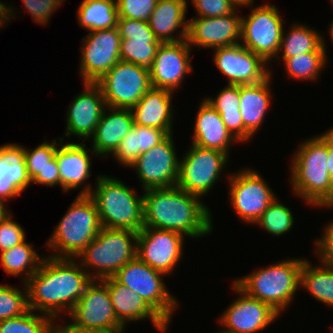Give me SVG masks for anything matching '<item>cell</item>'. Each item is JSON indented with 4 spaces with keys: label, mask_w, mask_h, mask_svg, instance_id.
<instances>
[{
    "label": "cell",
    "mask_w": 333,
    "mask_h": 333,
    "mask_svg": "<svg viewBox=\"0 0 333 333\" xmlns=\"http://www.w3.org/2000/svg\"><path fill=\"white\" fill-rule=\"evenodd\" d=\"M276 198L255 222L273 237L290 232L294 225V216L290 208Z\"/></svg>",
    "instance_id": "obj_38"
},
{
    "label": "cell",
    "mask_w": 333,
    "mask_h": 333,
    "mask_svg": "<svg viewBox=\"0 0 333 333\" xmlns=\"http://www.w3.org/2000/svg\"><path fill=\"white\" fill-rule=\"evenodd\" d=\"M237 8L249 7L255 0H230Z\"/></svg>",
    "instance_id": "obj_52"
},
{
    "label": "cell",
    "mask_w": 333,
    "mask_h": 333,
    "mask_svg": "<svg viewBox=\"0 0 333 333\" xmlns=\"http://www.w3.org/2000/svg\"><path fill=\"white\" fill-rule=\"evenodd\" d=\"M31 184H41L47 187L60 186V173L56 156L49 162V165L45 169L39 172L31 181Z\"/></svg>",
    "instance_id": "obj_47"
},
{
    "label": "cell",
    "mask_w": 333,
    "mask_h": 333,
    "mask_svg": "<svg viewBox=\"0 0 333 333\" xmlns=\"http://www.w3.org/2000/svg\"><path fill=\"white\" fill-rule=\"evenodd\" d=\"M133 125L134 117L131 109L106 107L94 135L90 138L95 157L100 156L103 159L113 154Z\"/></svg>",
    "instance_id": "obj_25"
},
{
    "label": "cell",
    "mask_w": 333,
    "mask_h": 333,
    "mask_svg": "<svg viewBox=\"0 0 333 333\" xmlns=\"http://www.w3.org/2000/svg\"><path fill=\"white\" fill-rule=\"evenodd\" d=\"M31 185L26 169V161L17 150L16 144L0 146V200L16 198Z\"/></svg>",
    "instance_id": "obj_29"
},
{
    "label": "cell",
    "mask_w": 333,
    "mask_h": 333,
    "mask_svg": "<svg viewBox=\"0 0 333 333\" xmlns=\"http://www.w3.org/2000/svg\"><path fill=\"white\" fill-rule=\"evenodd\" d=\"M56 321L57 319H53L52 321L51 333H110L100 330L81 329L73 325L71 322H67V324L62 322V325H57Z\"/></svg>",
    "instance_id": "obj_48"
},
{
    "label": "cell",
    "mask_w": 333,
    "mask_h": 333,
    "mask_svg": "<svg viewBox=\"0 0 333 333\" xmlns=\"http://www.w3.org/2000/svg\"><path fill=\"white\" fill-rule=\"evenodd\" d=\"M188 3L187 0L157 1L147 22L161 43L179 42L188 38L189 20L186 19ZM175 32H178V35H175Z\"/></svg>",
    "instance_id": "obj_26"
},
{
    "label": "cell",
    "mask_w": 333,
    "mask_h": 333,
    "mask_svg": "<svg viewBox=\"0 0 333 333\" xmlns=\"http://www.w3.org/2000/svg\"><path fill=\"white\" fill-rule=\"evenodd\" d=\"M58 139L59 143L56 139L51 143L45 140L32 150H29L18 143L16 144L17 150L25 158L27 173L31 181L39 174V172L45 169L49 165V162L55 157L60 142L65 140L63 137H58Z\"/></svg>",
    "instance_id": "obj_40"
},
{
    "label": "cell",
    "mask_w": 333,
    "mask_h": 333,
    "mask_svg": "<svg viewBox=\"0 0 333 333\" xmlns=\"http://www.w3.org/2000/svg\"><path fill=\"white\" fill-rule=\"evenodd\" d=\"M196 17H220L232 13L237 7L230 0H190Z\"/></svg>",
    "instance_id": "obj_44"
},
{
    "label": "cell",
    "mask_w": 333,
    "mask_h": 333,
    "mask_svg": "<svg viewBox=\"0 0 333 333\" xmlns=\"http://www.w3.org/2000/svg\"><path fill=\"white\" fill-rule=\"evenodd\" d=\"M117 28L121 37L120 59L149 69L161 42L148 22L118 18Z\"/></svg>",
    "instance_id": "obj_23"
},
{
    "label": "cell",
    "mask_w": 333,
    "mask_h": 333,
    "mask_svg": "<svg viewBox=\"0 0 333 333\" xmlns=\"http://www.w3.org/2000/svg\"><path fill=\"white\" fill-rule=\"evenodd\" d=\"M108 288L110 299L117 319L126 327L127 323L150 319L153 326L165 333L167 324L144 300L133 290L119 283L114 277L101 280Z\"/></svg>",
    "instance_id": "obj_24"
},
{
    "label": "cell",
    "mask_w": 333,
    "mask_h": 333,
    "mask_svg": "<svg viewBox=\"0 0 333 333\" xmlns=\"http://www.w3.org/2000/svg\"><path fill=\"white\" fill-rule=\"evenodd\" d=\"M316 243V244H315ZM317 258L329 262L333 266V221L326 225L324 233L315 241Z\"/></svg>",
    "instance_id": "obj_46"
},
{
    "label": "cell",
    "mask_w": 333,
    "mask_h": 333,
    "mask_svg": "<svg viewBox=\"0 0 333 333\" xmlns=\"http://www.w3.org/2000/svg\"><path fill=\"white\" fill-rule=\"evenodd\" d=\"M205 100L220 114L227 130L238 141L246 143L253 137L243 125L240 113V85L227 84L215 97Z\"/></svg>",
    "instance_id": "obj_31"
},
{
    "label": "cell",
    "mask_w": 333,
    "mask_h": 333,
    "mask_svg": "<svg viewBox=\"0 0 333 333\" xmlns=\"http://www.w3.org/2000/svg\"><path fill=\"white\" fill-rule=\"evenodd\" d=\"M291 28V29H290ZM289 31L283 30L277 58L288 59L293 56L314 52L323 44V34L299 22L290 26Z\"/></svg>",
    "instance_id": "obj_36"
},
{
    "label": "cell",
    "mask_w": 333,
    "mask_h": 333,
    "mask_svg": "<svg viewBox=\"0 0 333 333\" xmlns=\"http://www.w3.org/2000/svg\"><path fill=\"white\" fill-rule=\"evenodd\" d=\"M118 18L116 0H83L77 9L78 24L86 31L117 27Z\"/></svg>",
    "instance_id": "obj_34"
},
{
    "label": "cell",
    "mask_w": 333,
    "mask_h": 333,
    "mask_svg": "<svg viewBox=\"0 0 333 333\" xmlns=\"http://www.w3.org/2000/svg\"><path fill=\"white\" fill-rule=\"evenodd\" d=\"M0 285V321L18 317L26 313L28 308L27 288Z\"/></svg>",
    "instance_id": "obj_41"
},
{
    "label": "cell",
    "mask_w": 333,
    "mask_h": 333,
    "mask_svg": "<svg viewBox=\"0 0 333 333\" xmlns=\"http://www.w3.org/2000/svg\"><path fill=\"white\" fill-rule=\"evenodd\" d=\"M71 323L81 329L124 333L125 326L117 319L107 286L92 280L69 313Z\"/></svg>",
    "instance_id": "obj_13"
},
{
    "label": "cell",
    "mask_w": 333,
    "mask_h": 333,
    "mask_svg": "<svg viewBox=\"0 0 333 333\" xmlns=\"http://www.w3.org/2000/svg\"><path fill=\"white\" fill-rule=\"evenodd\" d=\"M81 43L79 76L83 83H96L121 60V37L117 27L89 31Z\"/></svg>",
    "instance_id": "obj_15"
},
{
    "label": "cell",
    "mask_w": 333,
    "mask_h": 333,
    "mask_svg": "<svg viewBox=\"0 0 333 333\" xmlns=\"http://www.w3.org/2000/svg\"><path fill=\"white\" fill-rule=\"evenodd\" d=\"M327 149H328V172L330 175L331 187L333 188V127L327 129Z\"/></svg>",
    "instance_id": "obj_50"
},
{
    "label": "cell",
    "mask_w": 333,
    "mask_h": 333,
    "mask_svg": "<svg viewBox=\"0 0 333 333\" xmlns=\"http://www.w3.org/2000/svg\"><path fill=\"white\" fill-rule=\"evenodd\" d=\"M102 228L95 202L89 195H77L56 225L45 247L53 251L48 256L76 258Z\"/></svg>",
    "instance_id": "obj_6"
},
{
    "label": "cell",
    "mask_w": 333,
    "mask_h": 333,
    "mask_svg": "<svg viewBox=\"0 0 333 333\" xmlns=\"http://www.w3.org/2000/svg\"><path fill=\"white\" fill-rule=\"evenodd\" d=\"M250 6L249 15L241 19L240 43L267 64L276 62L286 21L275 4H259L254 8L253 4Z\"/></svg>",
    "instance_id": "obj_9"
},
{
    "label": "cell",
    "mask_w": 333,
    "mask_h": 333,
    "mask_svg": "<svg viewBox=\"0 0 333 333\" xmlns=\"http://www.w3.org/2000/svg\"><path fill=\"white\" fill-rule=\"evenodd\" d=\"M331 207L333 208V199L324 208H330L331 209Z\"/></svg>",
    "instance_id": "obj_54"
},
{
    "label": "cell",
    "mask_w": 333,
    "mask_h": 333,
    "mask_svg": "<svg viewBox=\"0 0 333 333\" xmlns=\"http://www.w3.org/2000/svg\"><path fill=\"white\" fill-rule=\"evenodd\" d=\"M191 51L187 39L161 43L149 68L151 86L175 93L187 74L193 71Z\"/></svg>",
    "instance_id": "obj_18"
},
{
    "label": "cell",
    "mask_w": 333,
    "mask_h": 333,
    "mask_svg": "<svg viewBox=\"0 0 333 333\" xmlns=\"http://www.w3.org/2000/svg\"><path fill=\"white\" fill-rule=\"evenodd\" d=\"M11 211L8 210L4 201L0 200V223L11 215Z\"/></svg>",
    "instance_id": "obj_51"
},
{
    "label": "cell",
    "mask_w": 333,
    "mask_h": 333,
    "mask_svg": "<svg viewBox=\"0 0 333 333\" xmlns=\"http://www.w3.org/2000/svg\"><path fill=\"white\" fill-rule=\"evenodd\" d=\"M167 136L164 130L134 124L112 156L121 166L130 167L141 153L158 145Z\"/></svg>",
    "instance_id": "obj_32"
},
{
    "label": "cell",
    "mask_w": 333,
    "mask_h": 333,
    "mask_svg": "<svg viewBox=\"0 0 333 333\" xmlns=\"http://www.w3.org/2000/svg\"><path fill=\"white\" fill-rule=\"evenodd\" d=\"M197 111L191 144L219 150L230 156V147L238 141L227 130L220 114L204 98Z\"/></svg>",
    "instance_id": "obj_27"
},
{
    "label": "cell",
    "mask_w": 333,
    "mask_h": 333,
    "mask_svg": "<svg viewBox=\"0 0 333 333\" xmlns=\"http://www.w3.org/2000/svg\"><path fill=\"white\" fill-rule=\"evenodd\" d=\"M84 90L75 96L66 113L65 137H78L79 140H90L97 124L107 107L102 90L97 83L84 82ZM83 139V140H82Z\"/></svg>",
    "instance_id": "obj_21"
},
{
    "label": "cell",
    "mask_w": 333,
    "mask_h": 333,
    "mask_svg": "<svg viewBox=\"0 0 333 333\" xmlns=\"http://www.w3.org/2000/svg\"><path fill=\"white\" fill-rule=\"evenodd\" d=\"M11 6H13V5L9 4V6H8L7 3H3V1H0V28H2L3 25L4 26L6 24L8 25V22H10V20L12 18L15 19L16 14L18 12L15 11L16 10L15 7H11Z\"/></svg>",
    "instance_id": "obj_49"
},
{
    "label": "cell",
    "mask_w": 333,
    "mask_h": 333,
    "mask_svg": "<svg viewBox=\"0 0 333 333\" xmlns=\"http://www.w3.org/2000/svg\"><path fill=\"white\" fill-rule=\"evenodd\" d=\"M107 107L132 109L152 87L149 69L120 60L96 82Z\"/></svg>",
    "instance_id": "obj_12"
},
{
    "label": "cell",
    "mask_w": 333,
    "mask_h": 333,
    "mask_svg": "<svg viewBox=\"0 0 333 333\" xmlns=\"http://www.w3.org/2000/svg\"><path fill=\"white\" fill-rule=\"evenodd\" d=\"M97 177L89 196L95 202L102 227L139 232L144 227L143 195L138 196L116 177Z\"/></svg>",
    "instance_id": "obj_5"
},
{
    "label": "cell",
    "mask_w": 333,
    "mask_h": 333,
    "mask_svg": "<svg viewBox=\"0 0 333 333\" xmlns=\"http://www.w3.org/2000/svg\"><path fill=\"white\" fill-rule=\"evenodd\" d=\"M272 76L256 84L240 85V113L244 128L252 136L262 127L270 108Z\"/></svg>",
    "instance_id": "obj_30"
},
{
    "label": "cell",
    "mask_w": 333,
    "mask_h": 333,
    "mask_svg": "<svg viewBox=\"0 0 333 333\" xmlns=\"http://www.w3.org/2000/svg\"><path fill=\"white\" fill-rule=\"evenodd\" d=\"M214 65L226 76L227 84H256L272 72L260 56L246 49L241 43L213 49ZM268 65V66H267Z\"/></svg>",
    "instance_id": "obj_19"
},
{
    "label": "cell",
    "mask_w": 333,
    "mask_h": 333,
    "mask_svg": "<svg viewBox=\"0 0 333 333\" xmlns=\"http://www.w3.org/2000/svg\"><path fill=\"white\" fill-rule=\"evenodd\" d=\"M64 142H60L55 154L60 173V187L65 193L81 187L79 195H89L93 187L87 183V179L91 177L92 166L89 154H96L91 148L86 149L85 142Z\"/></svg>",
    "instance_id": "obj_22"
},
{
    "label": "cell",
    "mask_w": 333,
    "mask_h": 333,
    "mask_svg": "<svg viewBox=\"0 0 333 333\" xmlns=\"http://www.w3.org/2000/svg\"><path fill=\"white\" fill-rule=\"evenodd\" d=\"M65 0H22L25 12L31 14L34 22L46 26L54 12Z\"/></svg>",
    "instance_id": "obj_43"
},
{
    "label": "cell",
    "mask_w": 333,
    "mask_h": 333,
    "mask_svg": "<svg viewBox=\"0 0 333 333\" xmlns=\"http://www.w3.org/2000/svg\"><path fill=\"white\" fill-rule=\"evenodd\" d=\"M232 287L239 297L220 315L218 320L224 329L219 333H257L281 317L270 305L250 297L234 282Z\"/></svg>",
    "instance_id": "obj_17"
},
{
    "label": "cell",
    "mask_w": 333,
    "mask_h": 333,
    "mask_svg": "<svg viewBox=\"0 0 333 333\" xmlns=\"http://www.w3.org/2000/svg\"><path fill=\"white\" fill-rule=\"evenodd\" d=\"M185 236L179 232L143 227L137 234V257L165 275L174 272L183 258Z\"/></svg>",
    "instance_id": "obj_16"
},
{
    "label": "cell",
    "mask_w": 333,
    "mask_h": 333,
    "mask_svg": "<svg viewBox=\"0 0 333 333\" xmlns=\"http://www.w3.org/2000/svg\"><path fill=\"white\" fill-rule=\"evenodd\" d=\"M45 256L39 255L26 239L14 247L2 251L0 264L8 275L22 276L25 283L40 267Z\"/></svg>",
    "instance_id": "obj_35"
},
{
    "label": "cell",
    "mask_w": 333,
    "mask_h": 333,
    "mask_svg": "<svg viewBox=\"0 0 333 333\" xmlns=\"http://www.w3.org/2000/svg\"><path fill=\"white\" fill-rule=\"evenodd\" d=\"M158 0H116L118 17L148 21Z\"/></svg>",
    "instance_id": "obj_42"
},
{
    "label": "cell",
    "mask_w": 333,
    "mask_h": 333,
    "mask_svg": "<svg viewBox=\"0 0 333 333\" xmlns=\"http://www.w3.org/2000/svg\"><path fill=\"white\" fill-rule=\"evenodd\" d=\"M330 27H329V29H328V35L331 37L330 39H331V41H332V43H333V20H332V23L329 25Z\"/></svg>",
    "instance_id": "obj_53"
},
{
    "label": "cell",
    "mask_w": 333,
    "mask_h": 333,
    "mask_svg": "<svg viewBox=\"0 0 333 333\" xmlns=\"http://www.w3.org/2000/svg\"><path fill=\"white\" fill-rule=\"evenodd\" d=\"M228 155L222 151L192 144L179 160L176 186L201 198L215 187L227 166ZM221 175V176H220Z\"/></svg>",
    "instance_id": "obj_10"
},
{
    "label": "cell",
    "mask_w": 333,
    "mask_h": 333,
    "mask_svg": "<svg viewBox=\"0 0 333 333\" xmlns=\"http://www.w3.org/2000/svg\"><path fill=\"white\" fill-rule=\"evenodd\" d=\"M137 234L129 229L102 227L75 259L92 280L113 277L127 262L137 257Z\"/></svg>",
    "instance_id": "obj_7"
},
{
    "label": "cell",
    "mask_w": 333,
    "mask_h": 333,
    "mask_svg": "<svg viewBox=\"0 0 333 333\" xmlns=\"http://www.w3.org/2000/svg\"><path fill=\"white\" fill-rule=\"evenodd\" d=\"M162 276L166 275L136 257L127 262L113 277L140 295L167 324H170L174 311L180 305L166 287Z\"/></svg>",
    "instance_id": "obj_8"
},
{
    "label": "cell",
    "mask_w": 333,
    "mask_h": 333,
    "mask_svg": "<svg viewBox=\"0 0 333 333\" xmlns=\"http://www.w3.org/2000/svg\"><path fill=\"white\" fill-rule=\"evenodd\" d=\"M53 319L29 309L23 315L0 321V333H51Z\"/></svg>",
    "instance_id": "obj_39"
},
{
    "label": "cell",
    "mask_w": 333,
    "mask_h": 333,
    "mask_svg": "<svg viewBox=\"0 0 333 333\" xmlns=\"http://www.w3.org/2000/svg\"><path fill=\"white\" fill-rule=\"evenodd\" d=\"M320 265L315 266L305 259L300 272V289L306 290L317 301L333 307V266L319 259Z\"/></svg>",
    "instance_id": "obj_33"
},
{
    "label": "cell",
    "mask_w": 333,
    "mask_h": 333,
    "mask_svg": "<svg viewBox=\"0 0 333 333\" xmlns=\"http://www.w3.org/2000/svg\"><path fill=\"white\" fill-rule=\"evenodd\" d=\"M304 261L295 257L281 260L257 268L233 282L247 295L270 305L281 315L300 289V272Z\"/></svg>",
    "instance_id": "obj_4"
},
{
    "label": "cell",
    "mask_w": 333,
    "mask_h": 333,
    "mask_svg": "<svg viewBox=\"0 0 333 333\" xmlns=\"http://www.w3.org/2000/svg\"><path fill=\"white\" fill-rule=\"evenodd\" d=\"M173 134L141 155L131 164L142 187V191L176 186L179 173ZM136 168V169H135Z\"/></svg>",
    "instance_id": "obj_14"
},
{
    "label": "cell",
    "mask_w": 333,
    "mask_h": 333,
    "mask_svg": "<svg viewBox=\"0 0 333 333\" xmlns=\"http://www.w3.org/2000/svg\"><path fill=\"white\" fill-rule=\"evenodd\" d=\"M91 281L75 258L46 255L37 271L25 282L28 308L60 321V312L69 315Z\"/></svg>",
    "instance_id": "obj_1"
},
{
    "label": "cell",
    "mask_w": 333,
    "mask_h": 333,
    "mask_svg": "<svg viewBox=\"0 0 333 333\" xmlns=\"http://www.w3.org/2000/svg\"><path fill=\"white\" fill-rule=\"evenodd\" d=\"M237 9L220 17L191 18L187 38L189 46L212 50L240 43L242 16L237 14Z\"/></svg>",
    "instance_id": "obj_20"
},
{
    "label": "cell",
    "mask_w": 333,
    "mask_h": 333,
    "mask_svg": "<svg viewBox=\"0 0 333 333\" xmlns=\"http://www.w3.org/2000/svg\"><path fill=\"white\" fill-rule=\"evenodd\" d=\"M173 95L169 90L151 87L131 109L134 124L158 128L168 135L173 134Z\"/></svg>",
    "instance_id": "obj_28"
},
{
    "label": "cell",
    "mask_w": 333,
    "mask_h": 333,
    "mask_svg": "<svg viewBox=\"0 0 333 333\" xmlns=\"http://www.w3.org/2000/svg\"><path fill=\"white\" fill-rule=\"evenodd\" d=\"M231 174V175H230ZM231 207L247 225L255 224L267 207L277 198L276 193L255 169L246 167L227 176Z\"/></svg>",
    "instance_id": "obj_11"
},
{
    "label": "cell",
    "mask_w": 333,
    "mask_h": 333,
    "mask_svg": "<svg viewBox=\"0 0 333 333\" xmlns=\"http://www.w3.org/2000/svg\"><path fill=\"white\" fill-rule=\"evenodd\" d=\"M326 47L325 39H323V44L314 52H306L288 59H282L287 76L303 82L305 80L317 81L328 61Z\"/></svg>",
    "instance_id": "obj_37"
},
{
    "label": "cell",
    "mask_w": 333,
    "mask_h": 333,
    "mask_svg": "<svg viewBox=\"0 0 333 333\" xmlns=\"http://www.w3.org/2000/svg\"><path fill=\"white\" fill-rule=\"evenodd\" d=\"M12 215L0 223V253L22 243L26 239L23 227L12 220Z\"/></svg>",
    "instance_id": "obj_45"
},
{
    "label": "cell",
    "mask_w": 333,
    "mask_h": 333,
    "mask_svg": "<svg viewBox=\"0 0 333 333\" xmlns=\"http://www.w3.org/2000/svg\"><path fill=\"white\" fill-rule=\"evenodd\" d=\"M143 192L144 227L176 231L191 239L212 233V212L201 197L177 186Z\"/></svg>",
    "instance_id": "obj_2"
},
{
    "label": "cell",
    "mask_w": 333,
    "mask_h": 333,
    "mask_svg": "<svg viewBox=\"0 0 333 333\" xmlns=\"http://www.w3.org/2000/svg\"><path fill=\"white\" fill-rule=\"evenodd\" d=\"M294 152L290 164L291 191L307 205L326 207L333 199L327 165V130L305 139Z\"/></svg>",
    "instance_id": "obj_3"
}]
</instances>
